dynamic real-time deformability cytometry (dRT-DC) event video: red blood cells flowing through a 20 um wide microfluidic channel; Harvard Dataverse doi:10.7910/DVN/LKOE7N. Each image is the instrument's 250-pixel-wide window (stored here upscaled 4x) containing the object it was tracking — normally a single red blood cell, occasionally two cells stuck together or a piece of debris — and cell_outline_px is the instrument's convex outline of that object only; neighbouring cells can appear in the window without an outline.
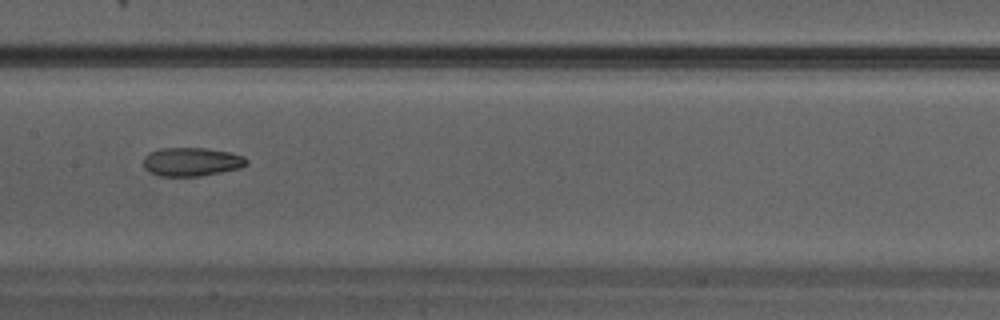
{"species": "Egyptian fruit bat (a non-hibernating species)", "species_latin": "Rousettus aegyptiacus", "temperature_condition": "warm", "stored_images_in_passage": 31, "camera_frame_rate_fps": 3000, "um_per_image_px": 0.085, "animal": {"sex": "male"}, "frame": {"image": 1, "passage_image": 18, "time_ms": 5.667, "image_size_px": [1000, 320], "cell_outline_px": [[248, 164], [240, 168], [200, 176], [160, 176], [148, 172], [144, 168], [144, 156], [148, 152], [160, 148], [204, 148], [228, 152], [244, 156], [248, 160]], "centroid_in_image_um": [16.26, 13.75], "position_along_channel_um": 191.1, "area_um2": 17.28}}